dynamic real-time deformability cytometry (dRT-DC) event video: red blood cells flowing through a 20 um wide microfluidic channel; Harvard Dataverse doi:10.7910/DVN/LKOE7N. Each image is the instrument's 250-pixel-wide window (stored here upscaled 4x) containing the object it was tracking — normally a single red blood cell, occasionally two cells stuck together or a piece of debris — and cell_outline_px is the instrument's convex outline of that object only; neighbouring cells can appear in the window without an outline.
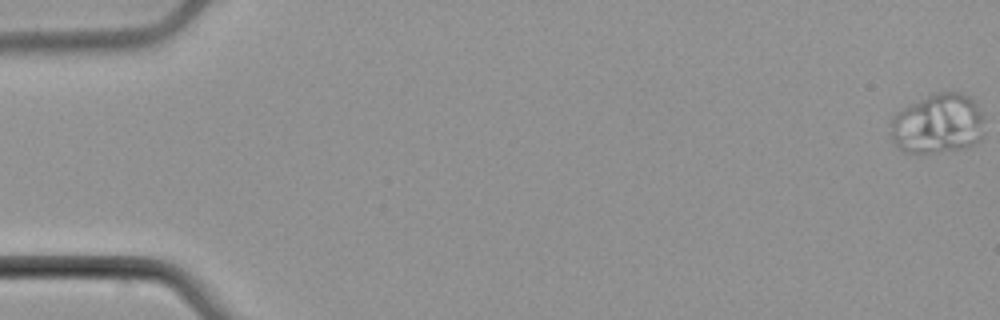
{"species": "common noctule bat (a hibernating species)", "species_latin": "Nyctalus noctula", "temperature_condition": "cold", "stored_images_in_passage": 49, "segment_of_instrument_passage": [1, 2], "camera_frame_rate_fps": 3000, "um_per_image_px": 0.085, "animal": {"sex": "male", "body_mass_g": 21.5, "forearm_length_mm": 52.0}, "frame": {"image": 1, "passage_image": 1, "time_ms": 0.0, "image_size_px": [1000, 320], "cell_outline_px": [[984, 120], [980, 140], [976, 144], [968, 148], [936, 152], [904, 152], [892, 140], [888, 132], [892, 116], [900, 108], [936, 92], [960, 92], [968, 96], [976, 104], [984, 116]], "centroid_in_image_um": [79.69, 10.52], "position_along_channel_um": 5.3, "area_um2": 33.12}}
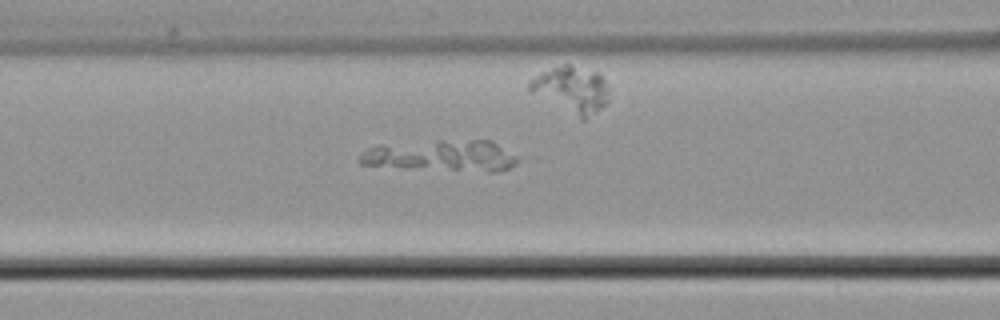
{"frame": {"image": 2, "passage_image": 24, "time_ms": 7.667, "image_size_px": [1000, 320], "cell_outline_px": [[516, 164], [500, 172], [488, 172], [360, 164], [356, 160], [368, 148], [380, 144], [440, 140], [492, 140], [516, 156]], "centroid_in_image_um": [37.55, 13.22], "position_along_channel_um": 129.0, "area_um2": 28.55}}
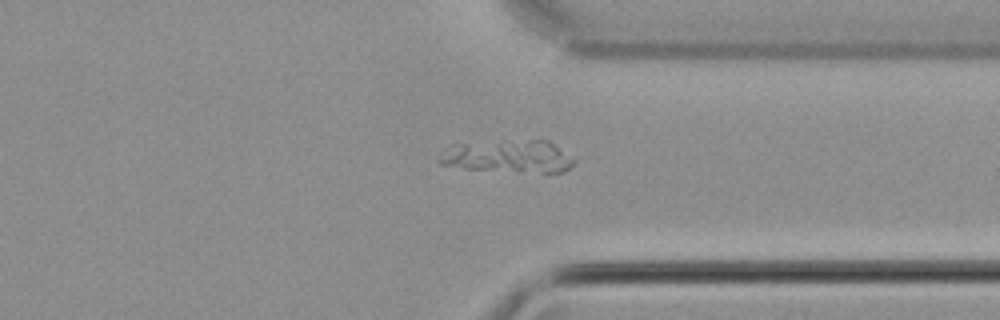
{"frame": {"image": 3, "passage_image": 43, "time_ms": 14.0, "image_size_px": [1000, 320], "cell_outline_px": [[576, 160], [564, 172], [540, 172], [464, 168], [440, 164], [436, 160], [452, 144], [528, 140], [548, 140]], "centroid_in_image_um": [43.21, 13.29], "position_along_channel_um": 368.2, "area_um2": 24.91}}